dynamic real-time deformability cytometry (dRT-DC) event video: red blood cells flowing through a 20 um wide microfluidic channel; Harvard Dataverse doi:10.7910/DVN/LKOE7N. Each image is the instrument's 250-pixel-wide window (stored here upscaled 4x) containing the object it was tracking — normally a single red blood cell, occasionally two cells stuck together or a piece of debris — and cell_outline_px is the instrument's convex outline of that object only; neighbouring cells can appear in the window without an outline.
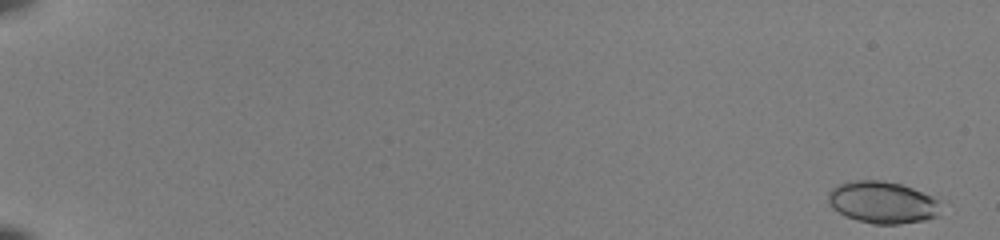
{"species": "common noctule bat (a hibernating species)", "species_latin": "Nyctalus noctula", "temperature_condition": "room temperature", "stored_images_in_passage": 54, "camera_frame_rate_fps": 3000, "um_per_image_px": 0.085, "animal": {"sex": "female", "body_mass_g": 22.0, "forearm_length_mm": 56.7}, "frame": {"image": 1, "passage_image": 2, "time_ms": 0.333, "image_size_px": [1000, 240], "cell_outline_px": [[940, 216], [924, 220], [900, 224], [872, 224], [856, 220], [844, 216], [832, 208], [828, 204], [828, 192], [832, 188], [840, 184], [852, 180], [884, 180], [900, 184], [912, 188], [932, 196], [936, 200]], "centroid_in_image_um": [74.96, 17.21], "position_along_channel_um": 10.0, "area_um2": 27.63}}
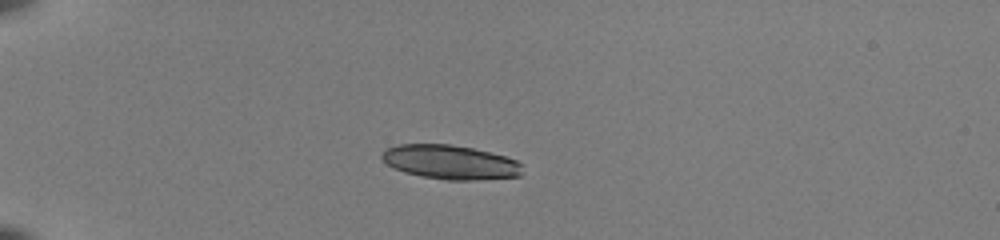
{"frame": {"image": 2, "passage_image": 17, "time_ms": 5.333, "image_size_px": [1000, 240], "cell_outline_px": [[524, 164], [520, 176], [476, 180], [444, 180], [404, 172], [388, 164], [380, 156], [384, 148], [396, 144], [448, 144], [472, 148], [504, 156], [516, 160]], "centroid_in_image_um": [38.28, 13.78], "position_along_channel_um": 46.7, "area_um2": 27.98}}